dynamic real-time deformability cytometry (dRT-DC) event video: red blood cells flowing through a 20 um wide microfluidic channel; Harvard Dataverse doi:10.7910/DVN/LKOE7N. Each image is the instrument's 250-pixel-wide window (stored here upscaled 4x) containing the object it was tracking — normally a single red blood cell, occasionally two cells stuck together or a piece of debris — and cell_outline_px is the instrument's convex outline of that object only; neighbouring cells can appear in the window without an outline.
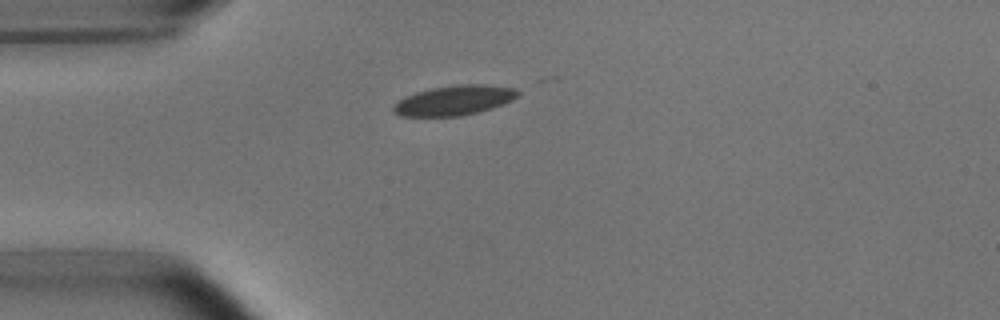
{"species": "common noctule bat (a hibernating species)", "species_latin": "Nyctalus noctula", "temperature_condition": "room temperature", "stored_images_in_passage": 27, "camera_frame_rate_fps": 3000, "um_per_image_px": 0.085, "animal": {"sex": "male", "body_mass_g": 15.6}, "frame": {"image": 1, "passage_image": 1, "time_ms": 0.0, "image_size_px": [1000, 320], "cell_outline_px": [[520, 92], [512, 100], [492, 108], [460, 116], [400, 116], [392, 112], [392, 108], [404, 96], [416, 92], [432, 88], [460, 84], [484, 84], [516, 88]], "centroid_in_image_um": [38.6, 8.52], "position_along_channel_um": 46.4, "area_um2": 21.5}}
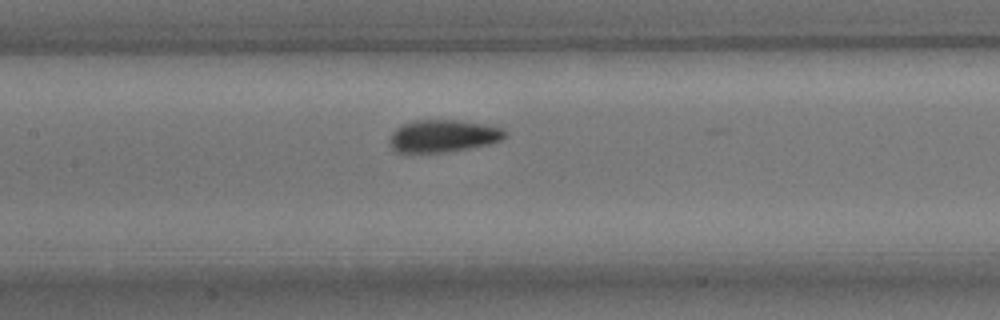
{"frame": {"image": 2, "passage_image": 12, "time_ms": 3.667, "image_size_px": [1000, 320], "cell_outline_px": [[508, 136], [500, 140], [488, 144], [468, 148], [440, 152], [396, 152], [388, 144], [388, 140], [392, 132], [400, 124], [412, 120], [456, 120], [484, 124], [504, 128]], "centroid_in_image_um": [37.63, 11.54], "position_along_channel_um": 169.8, "area_um2": 21.85}}
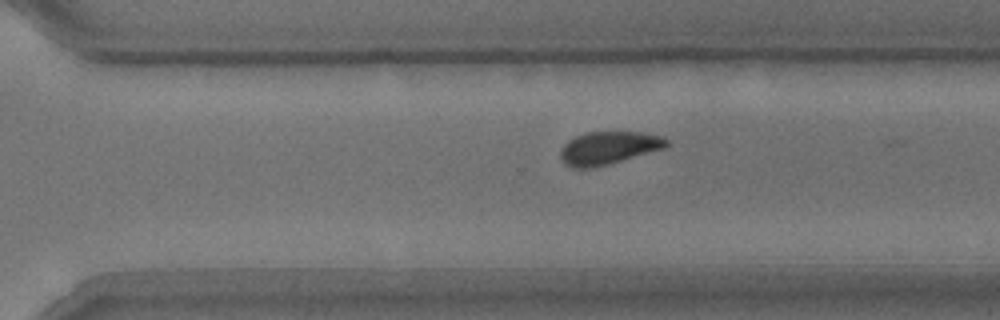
{"frame": {"image": 3, "passage_image": 24, "time_ms": 7.667, "image_size_px": [1000, 320], "cell_outline_px": [[668, 144], [664, 148], [608, 164], [592, 168], [572, 168], [564, 164], [560, 160], [560, 148], [568, 140], [576, 136], [588, 132], [640, 132], [664, 136], [668, 140]], "centroid_in_image_um": [51.68, 12.57], "position_along_channel_um": 318.9, "area_um2": 20.35}}